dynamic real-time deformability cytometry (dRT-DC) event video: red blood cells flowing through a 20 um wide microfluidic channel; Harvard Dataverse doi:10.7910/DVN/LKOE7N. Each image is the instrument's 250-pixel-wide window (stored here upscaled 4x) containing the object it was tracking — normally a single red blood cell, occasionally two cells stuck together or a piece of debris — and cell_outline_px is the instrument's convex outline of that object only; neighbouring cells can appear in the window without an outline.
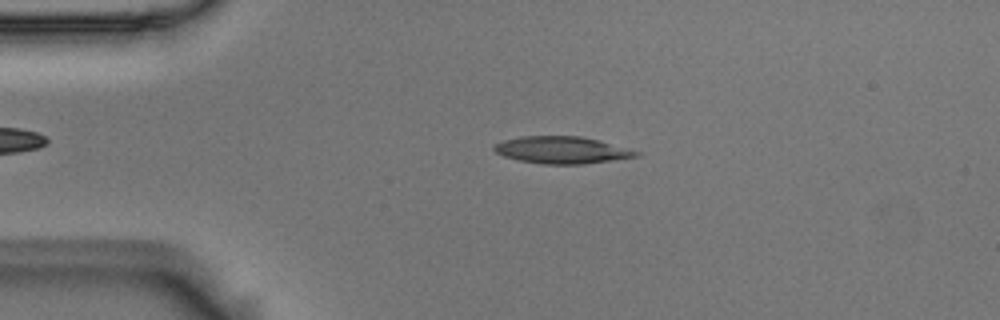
{"species": "Egyptian fruit bat (a non-hibernating species)", "species_latin": "Rousettus aegyptiacus", "temperature_condition": "room temperature", "stored_images_in_passage": 53, "camera_frame_rate_fps": 3000, "um_per_image_px": 0.085, "animal": {"sex": "male"}, "frame": {"image": 1, "passage_image": 11, "time_ms": 3.333, "image_size_px": [1000, 320], "cell_outline_px": [[640, 156], [584, 164], [544, 164], [520, 160], [504, 156], [496, 152], [492, 148], [492, 144], [504, 140], [520, 136], [580, 136], [600, 140], [640, 152]], "centroid_in_image_um": [47.74, 12.74], "position_along_channel_um": 37.3, "area_um2": 22.37}}
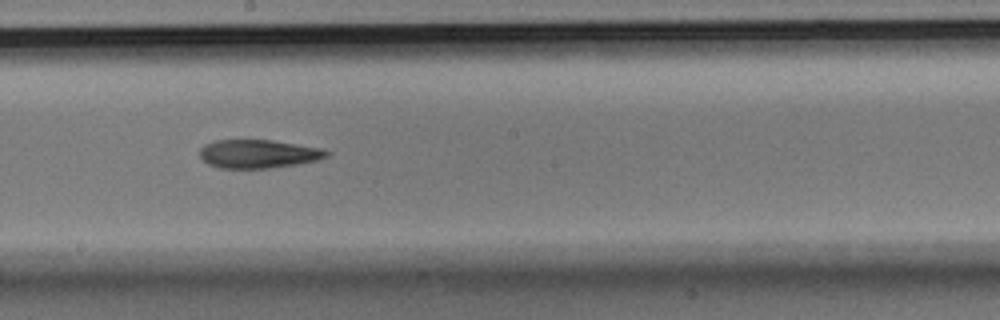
{"frame": {"image": 2, "passage_image": 29, "time_ms": 9.333, "image_size_px": [1000, 320], "cell_outline_px": [[332, 152], [328, 156], [316, 160], [296, 164], [268, 168], [220, 168], [208, 164], [200, 156], [200, 148], [204, 144], [216, 140], [272, 140], [324, 148]], "centroid_in_image_um": [21.98, 13.07], "position_along_channel_um": 226.2, "area_um2": 21.1}}
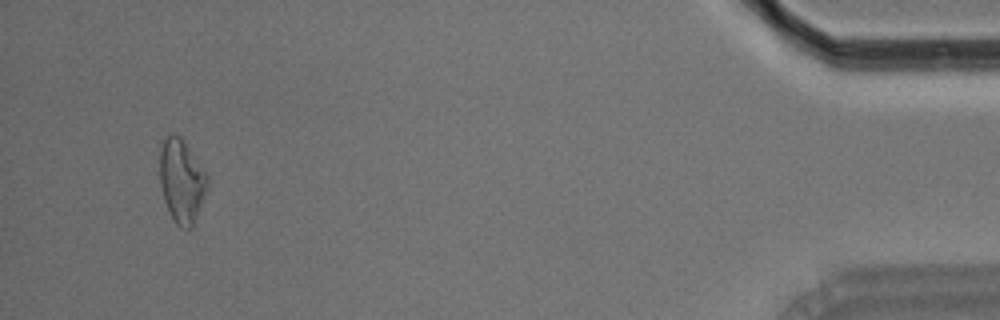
{"frame": {"image": 3, "passage_image": 51, "time_ms": 16.667, "image_size_px": [1000, 320], "cell_outline_px": [[208, 188], [192, 228], [180, 228], [172, 220], [164, 200], [160, 184], [160, 152], [164, 140], [168, 132], [172, 132], [180, 136], [184, 140], [208, 176]], "centroid_in_image_um": [15.44, 15.38], "position_along_channel_um": 419.8, "area_um2": 23.35}, "authors_computed_cell_mechanics": {"area_um2": 22.0796, "velocity_mm_per_s": 3.6669, "shape_relaxation_time_tau1_ms": 11.0903, "shape_relaxation_time_tau2_ms": 4.9758, "deformation_change_tau1": 0.2374, "deformation_change_tau2": 0.1561}}